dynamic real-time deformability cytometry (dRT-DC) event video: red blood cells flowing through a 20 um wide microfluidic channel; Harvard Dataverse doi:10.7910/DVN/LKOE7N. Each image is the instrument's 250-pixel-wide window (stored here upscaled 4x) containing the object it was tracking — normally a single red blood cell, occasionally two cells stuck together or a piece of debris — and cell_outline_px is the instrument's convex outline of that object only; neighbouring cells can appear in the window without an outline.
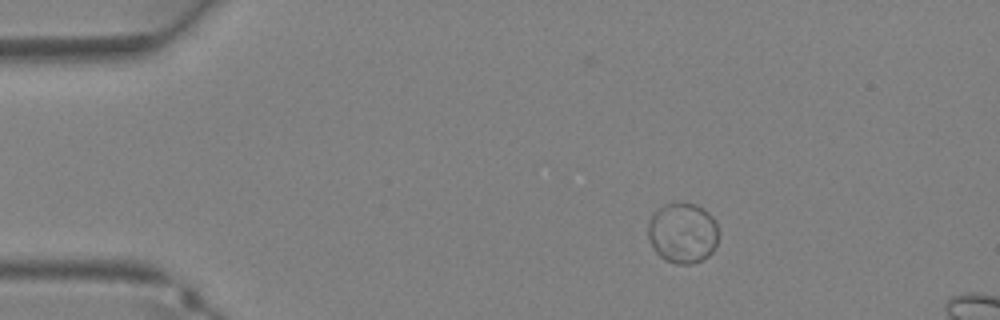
{"species": "Egyptian fruit bat (a non-hibernating species)", "species_latin": "Rousettus aegyptiacus", "temperature_condition": "warm", "stored_images_in_passage": 32, "segment_of_instrument_passage": [1, 2], "camera_frame_rate_fps": 3000, "um_per_image_px": 0.085, "animal": {"sex": "female"}, "frame": {"image": 1, "passage_image": 1, "time_ms": 0.0, "image_size_px": [1000, 320], "cell_outline_px": [[716, 244], [712, 252], [708, 256], [692, 264], [680, 264], [668, 260], [660, 256], [652, 248], [648, 240], [648, 224], [652, 212], [656, 208], [664, 204], [696, 204], [708, 212], [712, 216], [716, 224]], "centroid_in_image_um": [57.98, 19.79], "position_along_channel_um": 27.0, "area_um2": 24.68}}
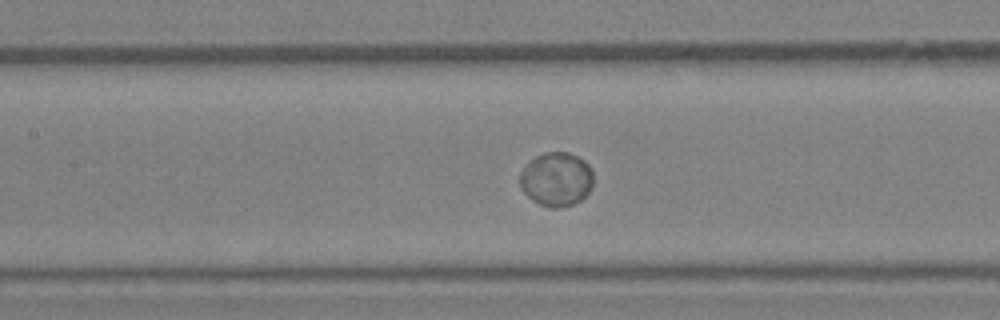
{"frame": {"image": 2, "passage_image": 12, "time_ms": 3.667, "image_size_px": [1000, 320], "cell_outline_px": [[592, 188], [580, 200], [572, 204], [560, 208], [552, 208], [540, 204], [532, 200], [520, 188], [520, 172], [536, 156], [544, 152], [568, 152], [584, 160], [592, 168]], "centroid_in_image_um": [47.3, 15.24], "position_along_channel_um": 160.1, "area_um2": 23.0}}
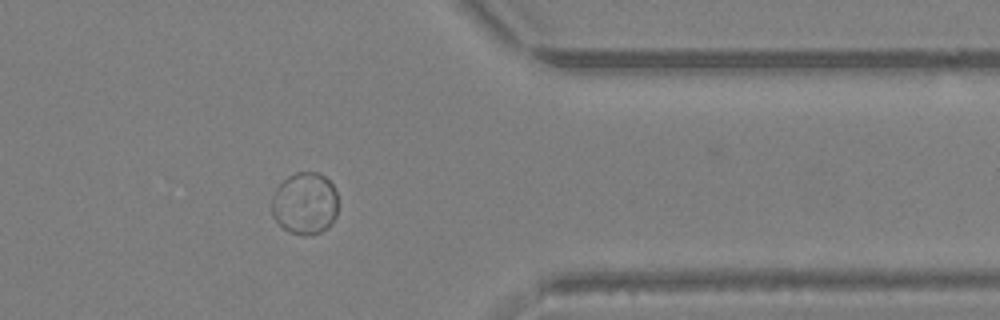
{"frame": {"image": 3, "passage_image": 25, "time_ms": 8.0, "image_size_px": [1000, 320], "cell_outline_px": [[336, 216], [328, 228], [320, 232], [304, 236], [288, 232], [272, 216], [272, 196], [276, 188], [288, 176], [296, 172], [320, 172], [332, 184], [336, 192]], "centroid_in_image_um": [25.9, 17.29], "position_along_channel_um": 385.5, "area_um2": 24.04}}